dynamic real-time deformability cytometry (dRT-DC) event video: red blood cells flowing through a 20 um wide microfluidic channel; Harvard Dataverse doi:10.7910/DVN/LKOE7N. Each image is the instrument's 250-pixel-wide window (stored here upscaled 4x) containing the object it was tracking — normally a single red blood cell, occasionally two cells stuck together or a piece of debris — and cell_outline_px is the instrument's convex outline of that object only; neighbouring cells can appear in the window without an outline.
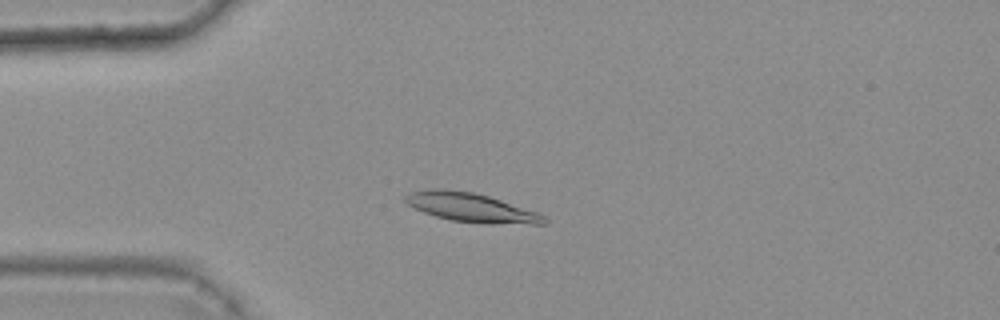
{"species": "common noctule bat (a hibernating species)", "species_latin": "Nyctalus noctula", "temperature_condition": "warm", "stored_images_in_passage": 45, "camera_frame_rate_fps": 3000, "um_per_image_px": 0.085, "animal": {"sex": "female", "body_mass_g": 25.1}, "frame": {"image": 1, "passage_image": 13, "time_ms": 4.0, "image_size_px": [1000, 320], "cell_outline_px": [[548, 224], [484, 224], [452, 220], [436, 216], [424, 212], [408, 204], [404, 200], [404, 196], [408, 192], [432, 188], [444, 188], [472, 192], [488, 196], [536, 212], [544, 216], [548, 220]], "centroid_in_image_um": [40.03, 17.64], "position_along_channel_um": 45.0, "area_um2": 23.41}}
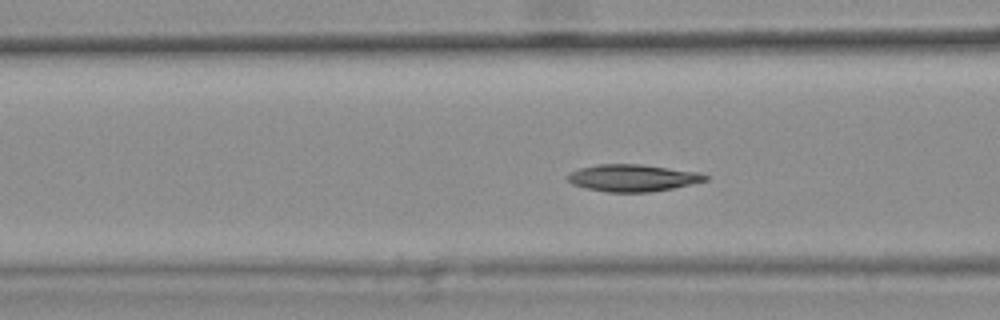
{"frame": {"image": 2, "passage_image": 20, "time_ms": 6.333, "image_size_px": [1000, 320], "cell_outline_px": [[708, 180], [692, 184], [672, 188], [648, 192], [608, 192], [584, 188], [572, 184], [568, 180], [568, 176], [572, 172], [580, 168], [596, 164], [640, 164], [700, 172], [708, 176]], "centroid_in_image_um": [53.79, 15.12], "position_along_channel_um": 112.8, "area_um2": 21.62}}
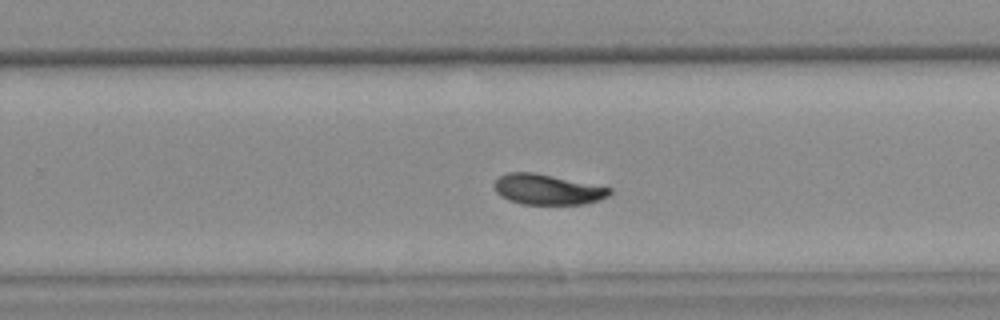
{"frame": {"image": 3, "passage_image": 34, "time_ms": 11.0, "image_size_px": [1000, 320], "cell_outline_px": [[612, 192], [608, 196], [600, 200], [584, 204], [520, 204], [508, 200], [500, 196], [496, 192], [496, 180], [500, 176], [508, 172], [532, 172], [612, 188]], "centroid_in_image_um": [46.54, 16.11], "position_along_channel_um": 283.3, "area_um2": 20.23}, "authors_computed_cell_mechanics": {"area_um2": 21.6172, "velocity_mm_per_s": 3.663, "shape_relaxation_time_tau1_ms": 4.9564, "shape_relaxation_time_tau2_ms": 2.7471, "deformation_change_tau1": 0.1625, "deformation_change_tau2": 0.0642}}